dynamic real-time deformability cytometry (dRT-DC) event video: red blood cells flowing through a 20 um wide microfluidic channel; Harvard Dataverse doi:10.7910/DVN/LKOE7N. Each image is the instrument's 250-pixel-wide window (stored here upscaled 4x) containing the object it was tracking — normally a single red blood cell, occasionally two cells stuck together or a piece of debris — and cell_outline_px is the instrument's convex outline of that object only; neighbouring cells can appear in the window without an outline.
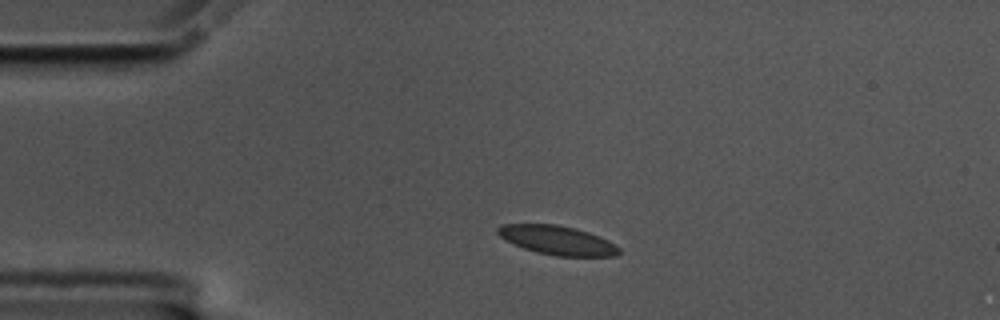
{"species": "common noctule bat (a hibernating species)", "species_latin": "Nyctalus noctula", "temperature_condition": "cold", "stored_images_in_passage": 46, "camera_frame_rate_fps": 3000, "um_per_image_px": 0.085, "animal": {"sex": "male", "body_mass_g": 17.5, "forearm_length_mm": 52.3}, "frame": {"image": 1, "passage_image": 1, "time_ms": 0.0, "image_size_px": [1000, 320], "cell_outline_px": [[620, 252], [616, 256], [556, 256], [536, 252], [524, 248], [504, 240], [496, 232], [496, 228], [500, 224], [556, 224], [576, 228], [588, 232], [608, 240], [616, 244], [620, 248]], "centroid_in_image_um": [47.36, 20.41], "position_along_channel_um": 37.6, "area_um2": 20.63}}
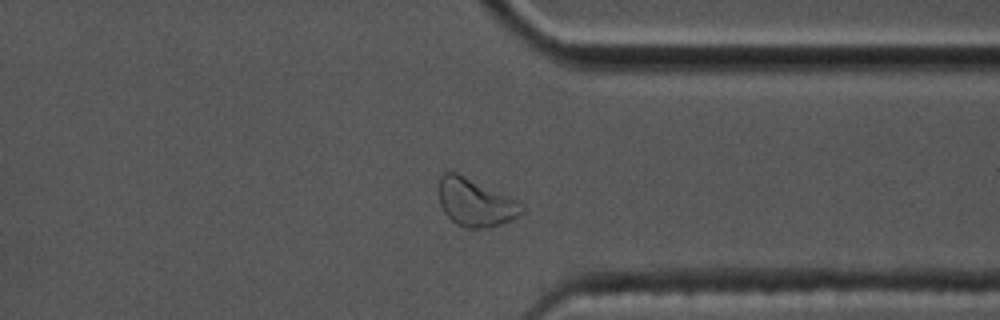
{"frame": {"image": 2, "passage_image": 33, "time_ms": 10.667, "image_size_px": [1000, 320], "cell_outline_px": [[524, 212], [508, 220], [488, 228], [464, 228], [456, 224], [444, 212], [440, 204], [440, 172], [456, 172], [516, 200], [524, 208]], "centroid_in_image_um": [40.36, 17.22], "position_along_channel_um": 371.0, "area_um2": 22.54}}
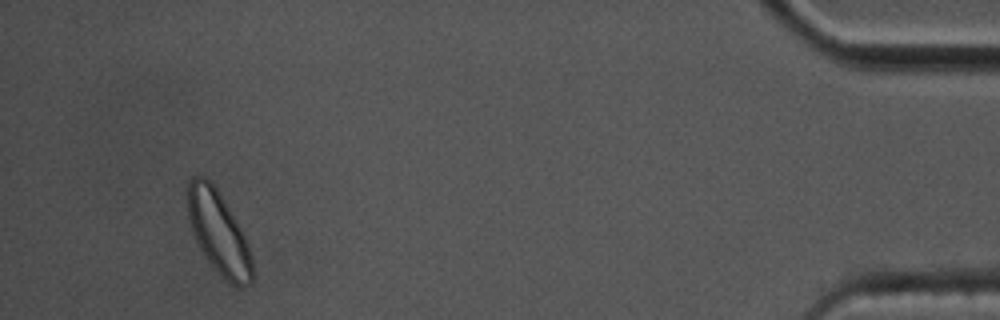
{"frame": {"image": 3, "passage_image": 43, "time_ms": 14.0, "image_size_px": [1000, 320], "cell_outline_px": [[252, 284], [240, 288], [224, 280], [204, 256], [192, 232], [188, 216], [184, 188], [188, 180], [192, 176], [204, 176], [216, 188], [224, 200], [240, 228], [248, 244], [252, 256]], "centroid_in_image_um": [18.53, 19.75], "position_along_channel_um": 416.7, "area_um2": 31.5}}